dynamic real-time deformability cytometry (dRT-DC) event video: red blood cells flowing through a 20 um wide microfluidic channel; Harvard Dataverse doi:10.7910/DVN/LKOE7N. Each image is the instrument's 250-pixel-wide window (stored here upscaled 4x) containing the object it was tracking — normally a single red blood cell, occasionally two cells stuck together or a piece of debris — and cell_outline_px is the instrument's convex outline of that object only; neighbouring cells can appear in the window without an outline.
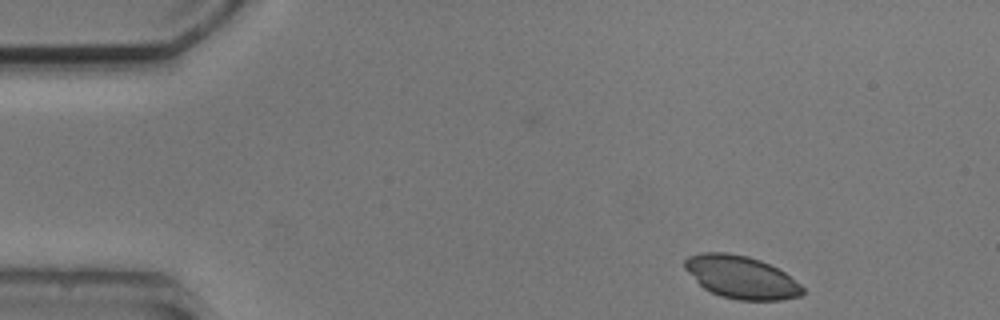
{"species": "common noctule bat (a hibernating species)", "species_latin": "Nyctalus noctula", "temperature_condition": "cold", "stored_images_in_passage": 3, "camera_frame_rate_fps": 3000, "um_per_image_px": 0.085, "animal": {"sex": "male", "body_mass_g": 20.5, "forearm_length_mm": 52.5}, "frame": {"image": 1, "passage_image": 1, "time_ms": 0.0, "image_size_px": [1000, 320], "cell_outline_px": [[804, 292], [800, 296], [780, 300], [740, 300], [720, 296], [704, 288], [684, 268], [684, 260], [688, 256], [704, 252], [724, 252], [748, 256], [760, 260], [784, 272], [800, 284], [804, 288]], "centroid_in_image_um": [63.0, 23.56], "position_along_channel_um": 22.0, "area_um2": 29.07}}